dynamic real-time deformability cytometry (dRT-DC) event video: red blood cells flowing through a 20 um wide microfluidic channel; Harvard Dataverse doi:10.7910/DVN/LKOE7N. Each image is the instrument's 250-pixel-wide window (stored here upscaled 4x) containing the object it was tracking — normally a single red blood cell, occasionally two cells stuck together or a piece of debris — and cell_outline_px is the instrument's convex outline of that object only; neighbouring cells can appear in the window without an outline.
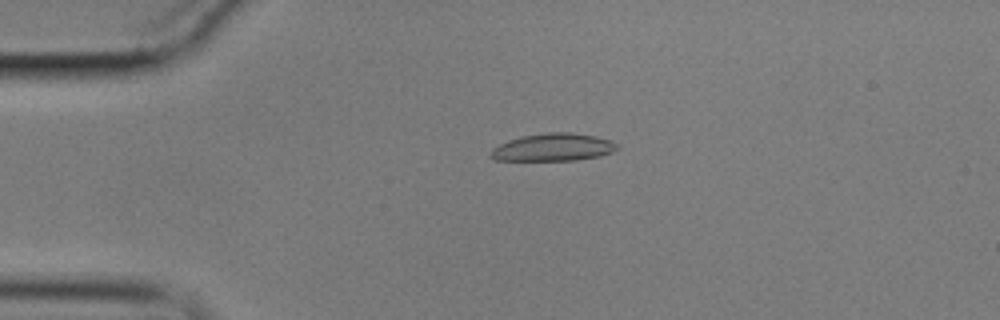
{"species": "common noctule bat (a hibernating species)", "species_latin": "Nyctalus noctula", "temperature_condition": "cold", "stored_images_in_passage": 59, "camera_frame_rate_fps": 3000, "um_per_image_px": 0.085, "animal": {"sex": "male", "body_mass_g": 17.9}, "frame": {"image": 1, "passage_image": 13, "time_ms": 4.0, "image_size_px": [1000, 320], "cell_outline_px": [[620, 148], [612, 152], [600, 156], [576, 160], [492, 160], [488, 156], [492, 148], [508, 140], [524, 136], [544, 132], [568, 132], [596, 136], [612, 140]], "centroid_in_image_um": [47.02, 12.52], "position_along_channel_um": 38.0, "area_um2": 20.46}}
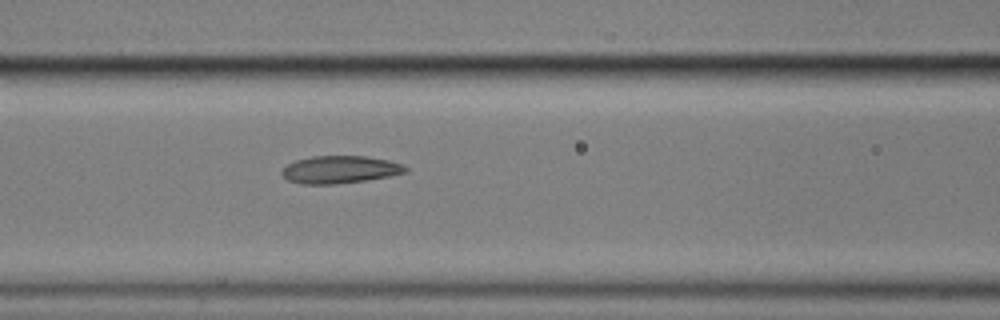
{"frame": {"image": 2, "passage_image": 25, "time_ms": 8.0, "image_size_px": [1000, 320], "cell_outline_px": [[408, 172], [388, 176], [364, 180], [336, 184], [300, 184], [288, 180], [280, 172], [288, 164], [296, 160], [312, 156], [364, 156], [388, 160], [400, 164], [408, 168]], "centroid_in_image_um": [28.87, 14.41], "position_along_channel_um": 137.7, "area_um2": 19.65}}
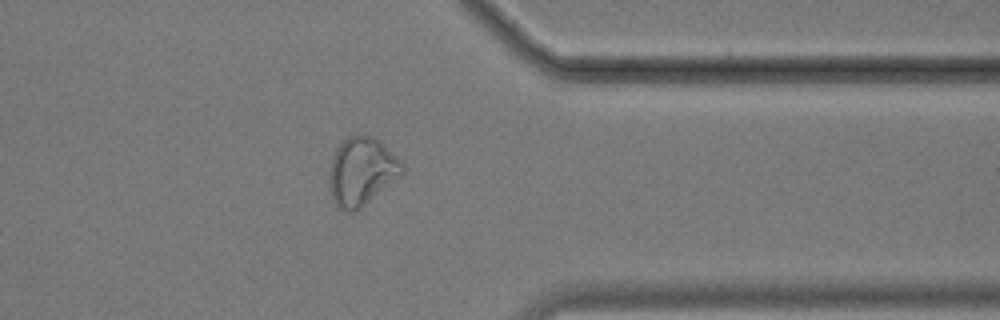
{"frame": {"image": 3, "passage_image": 47, "time_ms": 15.333, "image_size_px": [1000, 320], "cell_outline_px": [[404, 172], [400, 176], [356, 212], [344, 212], [336, 204], [332, 196], [328, 180], [332, 156], [336, 148], [348, 136], [372, 136], [380, 140], [404, 160]], "centroid_in_image_um": [30.77, 14.56], "position_along_channel_um": 380.6, "area_um2": 29.19}, "authors_computed_cell_mechanics": {"area_um2": 20.23, "velocity_mm_per_s": 3.4221, "shape_relaxation_time_tau1_ms": 6.25, "shape_relaxation_time_tau2_ms": 3.9005, "deformation_change_tau1": 0.1566, "deformation_change_tau2": 0.1028}}